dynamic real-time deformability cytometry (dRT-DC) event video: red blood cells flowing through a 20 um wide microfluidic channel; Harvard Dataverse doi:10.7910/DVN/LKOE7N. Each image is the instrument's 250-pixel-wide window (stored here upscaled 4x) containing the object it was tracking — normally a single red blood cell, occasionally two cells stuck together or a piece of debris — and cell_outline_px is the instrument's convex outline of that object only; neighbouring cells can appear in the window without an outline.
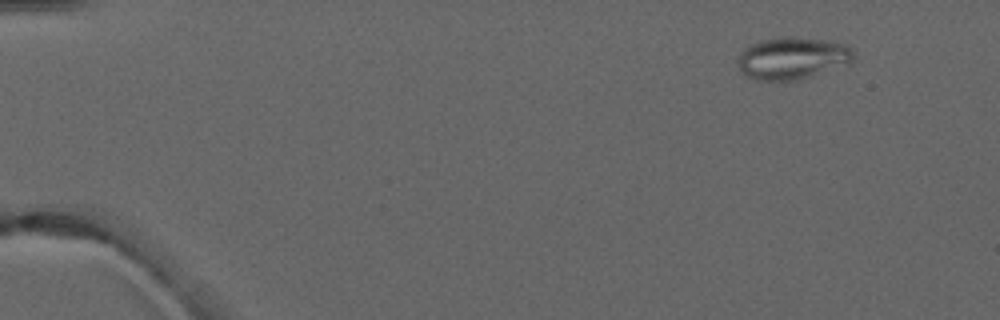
{"species": "common noctule bat (a hibernating species)", "species_latin": "Nyctalus noctula", "temperature_condition": "warm", "stored_images_in_passage": 5, "camera_frame_rate_fps": 3000, "um_per_image_px": 0.085, "animal": {"sex": "male", "forearm_length_mm": 52.5}, "frame": {"image": 1, "passage_image": 2, "time_ms": 1.333, "image_size_px": [1000, 320], "cell_outline_px": [[852, 60], [848, 64], [812, 76], [796, 80], [756, 80], [748, 76], [740, 68], [740, 52], [748, 44], [760, 40], [776, 36], [796, 36], [832, 40], [844, 44], [852, 52]], "centroid_in_image_um": [67.35, 4.91], "position_along_channel_um": 17.7, "area_um2": 28.5}}
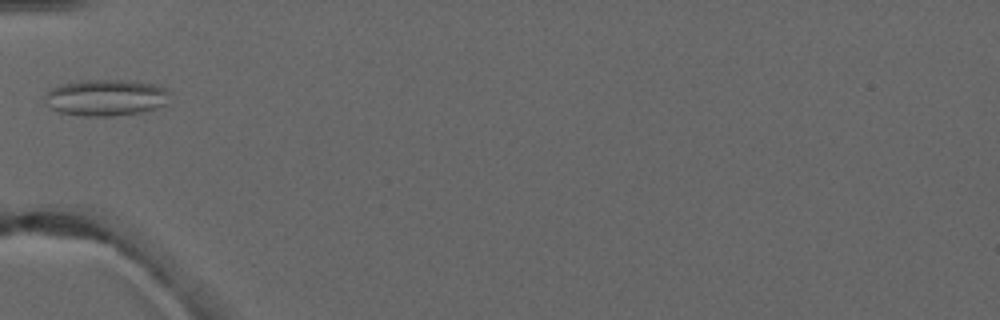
{"frame": {"image": 2, "passage_image": 5, "time_ms": 5.667, "image_size_px": [1000, 320], "cell_outline_px": [[172, 92], [168, 104], [160, 108], [144, 112], [112, 116], [84, 116], [60, 112], [48, 108], [44, 104], [44, 96], [48, 88], [60, 84], [88, 80], [120, 80], [152, 84], [164, 88]], "centroid_in_image_um": [9.0, 8.31], "position_along_channel_um": 76.0, "area_um2": 27.05}}